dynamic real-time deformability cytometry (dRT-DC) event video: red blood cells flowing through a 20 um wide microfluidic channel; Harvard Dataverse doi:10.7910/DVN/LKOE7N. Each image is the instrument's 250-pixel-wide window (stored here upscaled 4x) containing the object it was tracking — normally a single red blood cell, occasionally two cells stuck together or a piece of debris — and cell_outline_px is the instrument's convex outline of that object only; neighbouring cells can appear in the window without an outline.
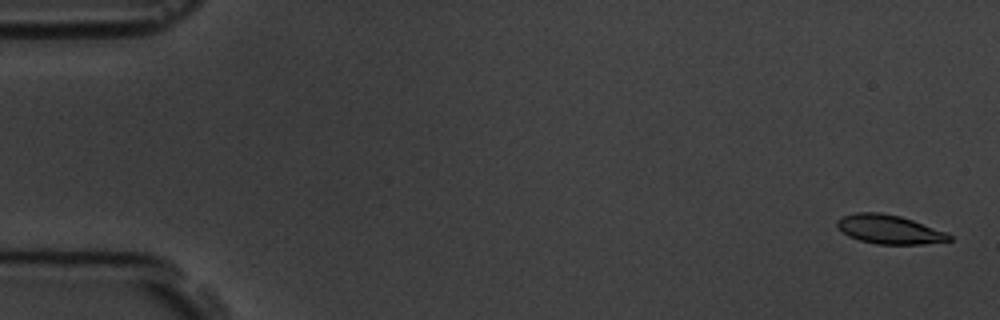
{"species": "common noctule bat (a hibernating species)", "species_latin": "Nyctalus noctula", "temperature_condition": "room temperature", "stored_images_in_passage": 5, "camera_frame_rate_fps": 3000, "um_per_image_px": 0.085, "animal": {"sex": "male", "body_mass_g": 19.5, "forearm_length_mm": 54.6}, "frame": {"image": 1, "passage_image": 1, "time_ms": 0.0, "image_size_px": [1000, 320], "cell_outline_px": [[952, 240], [924, 244], [876, 244], [860, 240], [848, 236], [840, 232], [836, 228], [836, 220], [844, 216], [856, 212], [880, 212], [900, 216], [948, 232], [952, 236]], "centroid_in_image_um": [75.56, 19.5], "position_along_channel_um": 9.4, "area_um2": 19.07}}
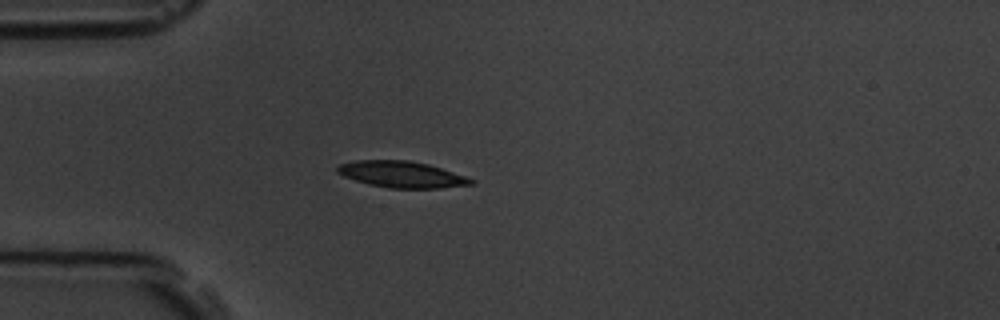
{"frame": {"image": 2, "passage_image": 5, "time_ms": 4.667, "image_size_px": [1000, 320], "cell_outline_px": [[476, 180], [472, 184], [440, 188], [388, 188], [368, 184], [344, 176], [336, 172], [336, 168], [340, 164], [356, 160], [408, 160], [428, 164]], "centroid_in_image_um": [34.11, 14.82], "position_along_channel_um": 50.9, "area_um2": 20.35}}